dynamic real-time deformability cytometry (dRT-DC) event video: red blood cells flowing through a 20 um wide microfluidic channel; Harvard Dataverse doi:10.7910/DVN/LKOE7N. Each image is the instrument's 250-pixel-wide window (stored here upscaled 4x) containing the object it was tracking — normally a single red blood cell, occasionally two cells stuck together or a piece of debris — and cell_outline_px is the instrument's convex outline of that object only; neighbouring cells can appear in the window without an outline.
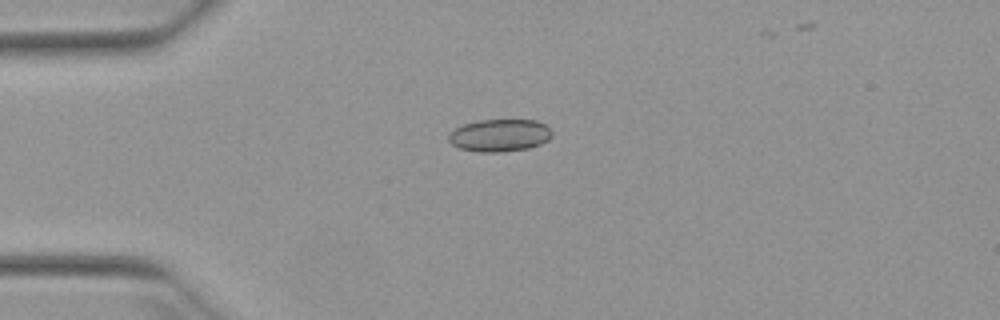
{"species": "Egyptian fruit bat (a non-hibernating species)", "species_latin": "Rousettus aegyptiacus", "temperature_condition": "warm", "stored_images_in_passage": 36, "camera_frame_rate_fps": 3000, "um_per_image_px": 0.085, "animal": {"sex": "female"}, "frame": {"image": 1, "passage_image": 1, "time_ms": 0.0, "image_size_px": [1000, 320], "cell_outline_px": [[552, 136], [548, 140], [540, 144], [528, 148], [500, 152], [480, 152], [460, 148], [452, 144], [448, 140], [448, 136], [456, 128], [464, 124], [480, 120], [536, 120], [544, 124], [552, 132]], "centroid_in_image_um": [42.48, 11.5], "position_along_channel_um": 42.5, "area_um2": 19.36}}
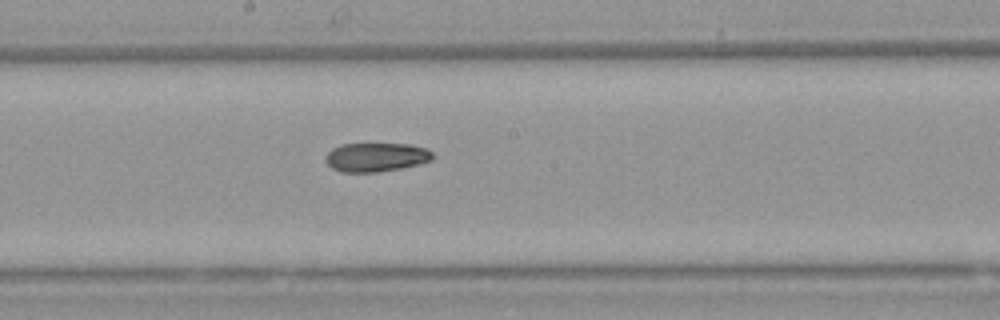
{"frame": {"image": 2, "passage_image": 16, "time_ms": 5.0, "image_size_px": [1000, 320], "cell_outline_px": [[436, 156], [432, 160], [420, 164], [400, 168], [376, 172], [340, 172], [332, 168], [324, 160], [328, 152], [332, 148], [340, 144], [412, 144], [428, 148]], "centroid_in_image_um": [32.0, 13.35], "position_along_channel_um": 216.2, "area_um2": 18.26}}
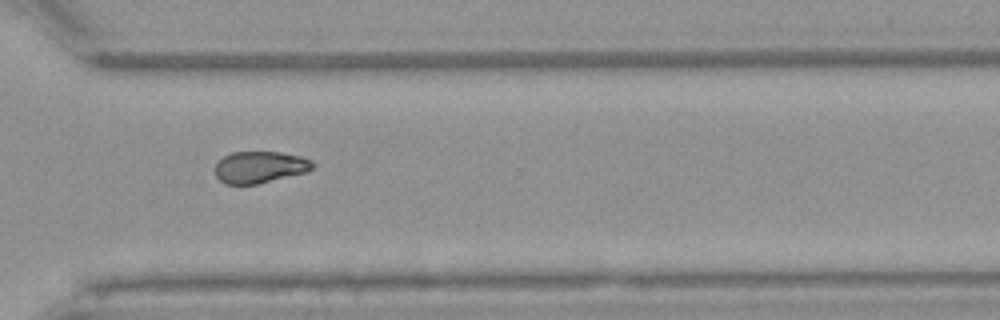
{"frame": {"image": 3, "passage_image": 26, "time_ms": 8.333, "image_size_px": [1000, 320], "cell_outline_px": [[316, 164], [308, 172], [256, 184], [224, 184], [216, 176], [216, 164], [224, 156], [232, 152], [280, 152], [300, 156], [312, 160]], "centroid_in_image_um": [22.12, 14.2], "position_along_channel_um": 348.5, "area_um2": 18.03}, "authors_computed_cell_mechanics": {"area_um2": 18.7272, "velocity_mm_per_s": 3.9639, "shape_relaxation_time_tau1_ms": 4.8573, "shape_relaxation_time_tau2_ms": 4.1783, "deformation_change_tau1": 0.1689, "deformation_change_tau2": 0.0933}}